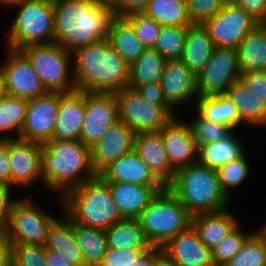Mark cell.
<instances>
[{
  "label": "cell",
  "mask_w": 266,
  "mask_h": 266,
  "mask_svg": "<svg viewBox=\"0 0 266 266\" xmlns=\"http://www.w3.org/2000/svg\"><path fill=\"white\" fill-rule=\"evenodd\" d=\"M54 4L55 43L73 52L108 37L113 7L97 0H61Z\"/></svg>",
  "instance_id": "obj_1"
},
{
  "label": "cell",
  "mask_w": 266,
  "mask_h": 266,
  "mask_svg": "<svg viewBox=\"0 0 266 266\" xmlns=\"http://www.w3.org/2000/svg\"><path fill=\"white\" fill-rule=\"evenodd\" d=\"M76 89L90 93H116L128 86L129 66L108 39L72 52Z\"/></svg>",
  "instance_id": "obj_2"
},
{
  "label": "cell",
  "mask_w": 266,
  "mask_h": 266,
  "mask_svg": "<svg viewBox=\"0 0 266 266\" xmlns=\"http://www.w3.org/2000/svg\"><path fill=\"white\" fill-rule=\"evenodd\" d=\"M41 176L43 185L62 198L72 188L97 176L90 148L81 140H48L41 150Z\"/></svg>",
  "instance_id": "obj_3"
},
{
  "label": "cell",
  "mask_w": 266,
  "mask_h": 266,
  "mask_svg": "<svg viewBox=\"0 0 266 266\" xmlns=\"http://www.w3.org/2000/svg\"><path fill=\"white\" fill-rule=\"evenodd\" d=\"M167 188L192 216L220 212L230 207V198L221 189L217 169L199 162L177 170Z\"/></svg>",
  "instance_id": "obj_4"
},
{
  "label": "cell",
  "mask_w": 266,
  "mask_h": 266,
  "mask_svg": "<svg viewBox=\"0 0 266 266\" xmlns=\"http://www.w3.org/2000/svg\"><path fill=\"white\" fill-rule=\"evenodd\" d=\"M58 203L73 222L87 227L107 229L123 219L109 185L99 175L72 188Z\"/></svg>",
  "instance_id": "obj_5"
},
{
  "label": "cell",
  "mask_w": 266,
  "mask_h": 266,
  "mask_svg": "<svg viewBox=\"0 0 266 266\" xmlns=\"http://www.w3.org/2000/svg\"><path fill=\"white\" fill-rule=\"evenodd\" d=\"M192 215L166 187L157 193L138 218L147 242L160 249L191 226Z\"/></svg>",
  "instance_id": "obj_6"
},
{
  "label": "cell",
  "mask_w": 266,
  "mask_h": 266,
  "mask_svg": "<svg viewBox=\"0 0 266 266\" xmlns=\"http://www.w3.org/2000/svg\"><path fill=\"white\" fill-rule=\"evenodd\" d=\"M18 8L7 32L6 47L21 50L29 45L55 42L54 4L48 0H25Z\"/></svg>",
  "instance_id": "obj_7"
},
{
  "label": "cell",
  "mask_w": 266,
  "mask_h": 266,
  "mask_svg": "<svg viewBox=\"0 0 266 266\" xmlns=\"http://www.w3.org/2000/svg\"><path fill=\"white\" fill-rule=\"evenodd\" d=\"M31 62L49 92L69 93L76 89L72 53L58 43L29 45L20 50Z\"/></svg>",
  "instance_id": "obj_8"
},
{
  "label": "cell",
  "mask_w": 266,
  "mask_h": 266,
  "mask_svg": "<svg viewBox=\"0 0 266 266\" xmlns=\"http://www.w3.org/2000/svg\"><path fill=\"white\" fill-rule=\"evenodd\" d=\"M118 104V119L135 133L161 131L178 113L169 105L147 102L129 87L115 93Z\"/></svg>",
  "instance_id": "obj_9"
},
{
  "label": "cell",
  "mask_w": 266,
  "mask_h": 266,
  "mask_svg": "<svg viewBox=\"0 0 266 266\" xmlns=\"http://www.w3.org/2000/svg\"><path fill=\"white\" fill-rule=\"evenodd\" d=\"M52 215L36 204L32 197H17L10 212L6 231L9 240L11 243L45 245L48 230L57 219Z\"/></svg>",
  "instance_id": "obj_10"
},
{
  "label": "cell",
  "mask_w": 266,
  "mask_h": 266,
  "mask_svg": "<svg viewBox=\"0 0 266 266\" xmlns=\"http://www.w3.org/2000/svg\"><path fill=\"white\" fill-rule=\"evenodd\" d=\"M259 22L243 8L227 0L216 16L203 24L215 47L236 50Z\"/></svg>",
  "instance_id": "obj_11"
},
{
  "label": "cell",
  "mask_w": 266,
  "mask_h": 266,
  "mask_svg": "<svg viewBox=\"0 0 266 266\" xmlns=\"http://www.w3.org/2000/svg\"><path fill=\"white\" fill-rule=\"evenodd\" d=\"M6 48V58L0 66L5 94L27 100L46 95L49 91L29 59L20 50Z\"/></svg>",
  "instance_id": "obj_12"
},
{
  "label": "cell",
  "mask_w": 266,
  "mask_h": 266,
  "mask_svg": "<svg viewBox=\"0 0 266 266\" xmlns=\"http://www.w3.org/2000/svg\"><path fill=\"white\" fill-rule=\"evenodd\" d=\"M240 75L237 50L214 47L211 59L197 76V95L200 97L225 94Z\"/></svg>",
  "instance_id": "obj_13"
},
{
  "label": "cell",
  "mask_w": 266,
  "mask_h": 266,
  "mask_svg": "<svg viewBox=\"0 0 266 266\" xmlns=\"http://www.w3.org/2000/svg\"><path fill=\"white\" fill-rule=\"evenodd\" d=\"M61 92L28 100L27 113L19 139L45 144L53 138Z\"/></svg>",
  "instance_id": "obj_14"
},
{
  "label": "cell",
  "mask_w": 266,
  "mask_h": 266,
  "mask_svg": "<svg viewBox=\"0 0 266 266\" xmlns=\"http://www.w3.org/2000/svg\"><path fill=\"white\" fill-rule=\"evenodd\" d=\"M118 119L115 93L85 92V112L80 140L89 148L103 137Z\"/></svg>",
  "instance_id": "obj_15"
},
{
  "label": "cell",
  "mask_w": 266,
  "mask_h": 266,
  "mask_svg": "<svg viewBox=\"0 0 266 266\" xmlns=\"http://www.w3.org/2000/svg\"><path fill=\"white\" fill-rule=\"evenodd\" d=\"M42 147L38 142L9 139L10 187L28 189L36 181H42Z\"/></svg>",
  "instance_id": "obj_16"
},
{
  "label": "cell",
  "mask_w": 266,
  "mask_h": 266,
  "mask_svg": "<svg viewBox=\"0 0 266 266\" xmlns=\"http://www.w3.org/2000/svg\"><path fill=\"white\" fill-rule=\"evenodd\" d=\"M135 132L121 120H117L92 147L93 170L99 175L107 166L134 149Z\"/></svg>",
  "instance_id": "obj_17"
},
{
  "label": "cell",
  "mask_w": 266,
  "mask_h": 266,
  "mask_svg": "<svg viewBox=\"0 0 266 266\" xmlns=\"http://www.w3.org/2000/svg\"><path fill=\"white\" fill-rule=\"evenodd\" d=\"M197 77L189 71L181 59L165 60L160 87L162 88L165 102L175 111L177 106L197 100Z\"/></svg>",
  "instance_id": "obj_18"
},
{
  "label": "cell",
  "mask_w": 266,
  "mask_h": 266,
  "mask_svg": "<svg viewBox=\"0 0 266 266\" xmlns=\"http://www.w3.org/2000/svg\"><path fill=\"white\" fill-rule=\"evenodd\" d=\"M174 117L160 132L167 151L170 167L177 170L198 162L196 146L188 122Z\"/></svg>",
  "instance_id": "obj_19"
},
{
  "label": "cell",
  "mask_w": 266,
  "mask_h": 266,
  "mask_svg": "<svg viewBox=\"0 0 266 266\" xmlns=\"http://www.w3.org/2000/svg\"><path fill=\"white\" fill-rule=\"evenodd\" d=\"M160 250L177 266H214L211 249L201 242L192 226L171 238Z\"/></svg>",
  "instance_id": "obj_20"
},
{
  "label": "cell",
  "mask_w": 266,
  "mask_h": 266,
  "mask_svg": "<svg viewBox=\"0 0 266 266\" xmlns=\"http://www.w3.org/2000/svg\"><path fill=\"white\" fill-rule=\"evenodd\" d=\"M99 176L105 182L166 186L133 149L107 166Z\"/></svg>",
  "instance_id": "obj_21"
},
{
  "label": "cell",
  "mask_w": 266,
  "mask_h": 266,
  "mask_svg": "<svg viewBox=\"0 0 266 266\" xmlns=\"http://www.w3.org/2000/svg\"><path fill=\"white\" fill-rule=\"evenodd\" d=\"M134 150L166 186L173 180L175 171L170 167L160 131L136 133Z\"/></svg>",
  "instance_id": "obj_22"
},
{
  "label": "cell",
  "mask_w": 266,
  "mask_h": 266,
  "mask_svg": "<svg viewBox=\"0 0 266 266\" xmlns=\"http://www.w3.org/2000/svg\"><path fill=\"white\" fill-rule=\"evenodd\" d=\"M123 218H139L158 192L167 186H144L122 182H106Z\"/></svg>",
  "instance_id": "obj_23"
},
{
  "label": "cell",
  "mask_w": 266,
  "mask_h": 266,
  "mask_svg": "<svg viewBox=\"0 0 266 266\" xmlns=\"http://www.w3.org/2000/svg\"><path fill=\"white\" fill-rule=\"evenodd\" d=\"M85 112V92H61L60 107L52 139L80 140Z\"/></svg>",
  "instance_id": "obj_24"
},
{
  "label": "cell",
  "mask_w": 266,
  "mask_h": 266,
  "mask_svg": "<svg viewBox=\"0 0 266 266\" xmlns=\"http://www.w3.org/2000/svg\"><path fill=\"white\" fill-rule=\"evenodd\" d=\"M234 215L229 208L215 213L196 214L191 218V226L201 242L212 249L240 223Z\"/></svg>",
  "instance_id": "obj_25"
},
{
  "label": "cell",
  "mask_w": 266,
  "mask_h": 266,
  "mask_svg": "<svg viewBox=\"0 0 266 266\" xmlns=\"http://www.w3.org/2000/svg\"><path fill=\"white\" fill-rule=\"evenodd\" d=\"M225 95L236 106L243 125L250 128L266 126V105L240 78L228 87Z\"/></svg>",
  "instance_id": "obj_26"
},
{
  "label": "cell",
  "mask_w": 266,
  "mask_h": 266,
  "mask_svg": "<svg viewBox=\"0 0 266 266\" xmlns=\"http://www.w3.org/2000/svg\"><path fill=\"white\" fill-rule=\"evenodd\" d=\"M214 44L203 25L187 27L181 60L196 77L211 59Z\"/></svg>",
  "instance_id": "obj_27"
},
{
  "label": "cell",
  "mask_w": 266,
  "mask_h": 266,
  "mask_svg": "<svg viewBox=\"0 0 266 266\" xmlns=\"http://www.w3.org/2000/svg\"><path fill=\"white\" fill-rule=\"evenodd\" d=\"M50 226L45 248L61 254L74 266H83L80 249L74 236V222L63 212Z\"/></svg>",
  "instance_id": "obj_28"
},
{
  "label": "cell",
  "mask_w": 266,
  "mask_h": 266,
  "mask_svg": "<svg viewBox=\"0 0 266 266\" xmlns=\"http://www.w3.org/2000/svg\"><path fill=\"white\" fill-rule=\"evenodd\" d=\"M236 50L241 73L261 71L266 66V29L257 24Z\"/></svg>",
  "instance_id": "obj_29"
},
{
  "label": "cell",
  "mask_w": 266,
  "mask_h": 266,
  "mask_svg": "<svg viewBox=\"0 0 266 266\" xmlns=\"http://www.w3.org/2000/svg\"><path fill=\"white\" fill-rule=\"evenodd\" d=\"M242 139L232 131L227 137L198 148V162L212 169L237 159L245 152Z\"/></svg>",
  "instance_id": "obj_30"
},
{
  "label": "cell",
  "mask_w": 266,
  "mask_h": 266,
  "mask_svg": "<svg viewBox=\"0 0 266 266\" xmlns=\"http://www.w3.org/2000/svg\"><path fill=\"white\" fill-rule=\"evenodd\" d=\"M107 39L129 67L146 50L136 37L132 26L124 18L115 17L111 21Z\"/></svg>",
  "instance_id": "obj_31"
},
{
  "label": "cell",
  "mask_w": 266,
  "mask_h": 266,
  "mask_svg": "<svg viewBox=\"0 0 266 266\" xmlns=\"http://www.w3.org/2000/svg\"><path fill=\"white\" fill-rule=\"evenodd\" d=\"M194 104L196 113L208 121L223 123L233 129L243 125L236 106L225 94L200 96Z\"/></svg>",
  "instance_id": "obj_32"
},
{
  "label": "cell",
  "mask_w": 266,
  "mask_h": 266,
  "mask_svg": "<svg viewBox=\"0 0 266 266\" xmlns=\"http://www.w3.org/2000/svg\"><path fill=\"white\" fill-rule=\"evenodd\" d=\"M74 236L82 255L83 266H99L108 249L105 229L74 222Z\"/></svg>",
  "instance_id": "obj_33"
},
{
  "label": "cell",
  "mask_w": 266,
  "mask_h": 266,
  "mask_svg": "<svg viewBox=\"0 0 266 266\" xmlns=\"http://www.w3.org/2000/svg\"><path fill=\"white\" fill-rule=\"evenodd\" d=\"M165 59L155 50L146 49L129 67L128 86L136 90L140 86L159 83Z\"/></svg>",
  "instance_id": "obj_34"
},
{
  "label": "cell",
  "mask_w": 266,
  "mask_h": 266,
  "mask_svg": "<svg viewBox=\"0 0 266 266\" xmlns=\"http://www.w3.org/2000/svg\"><path fill=\"white\" fill-rule=\"evenodd\" d=\"M108 248L151 247L137 218H123L105 229Z\"/></svg>",
  "instance_id": "obj_35"
},
{
  "label": "cell",
  "mask_w": 266,
  "mask_h": 266,
  "mask_svg": "<svg viewBox=\"0 0 266 266\" xmlns=\"http://www.w3.org/2000/svg\"><path fill=\"white\" fill-rule=\"evenodd\" d=\"M143 13L161 26L189 27L192 25L186 0H149Z\"/></svg>",
  "instance_id": "obj_36"
},
{
  "label": "cell",
  "mask_w": 266,
  "mask_h": 266,
  "mask_svg": "<svg viewBox=\"0 0 266 266\" xmlns=\"http://www.w3.org/2000/svg\"><path fill=\"white\" fill-rule=\"evenodd\" d=\"M27 106V99L8 94H5L0 100V140L19 138L25 121ZM14 131L16 132L15 136L13 135Z\"/></svg>",
  "instance_id": "obj_37"
},
{
  "label": "cell",
  "mask_w": 266,
  "mask_h": 266,
  "mask_svg": "<svg viewBox=\"0 0 266 266\" xmlns=\"http://www.w3.org/2000/svg\"><path fill=\"white\" fill-rule=\"evenodd\" d=\"M225 266H266V240L253 231Z\"/></svg>",
  "instance_id": "obj_38"
},
{
  "label": "cell",
  "mask_w": 266,
  "mask_h": 266,
  "mask_svg": "<svg viewBox=\"0 0 266 266\" xmlns=\"http://www.w3.org/2000/svg\"><path fill=\"white\" fill-rule=\"evenodd\" d=\"M246 151L237 159L224 164L217 169L221 189L231 198L233 189L239 187L249 176V163Z\"/></svg>",
  "instance_id": "obj_39"
},
{
  "label": "cell",
  "mask_w": 266,
  "mask_h": 266,
  "mask_svg": "<svg viewBox=\"0 0 266 266\" xmlns=\"http://www.w3.org/2000/svg\"><path fill=\"white\" fill-rule=\"evenodd\" d=\"M187 27L162 26L155 50L165 59H180L184 49Z\"/></svg>",
  "instance_id": "obj_40"
},
{
  "label": "cell",
  "mask_w": 266,
  "mask_h": 266,
  "mask_svg": "<svg viewBox=\"0 0 266 266\" xmlns=\"http://www.w3.org/2000/svg\"><path fill=\"white\" fill-rule=\"evenodd\" d=\"M188 125L198 148L227 137L232 131L235 132L229 125L208 121L198 113L189 121Z\"/></svg>",
  "instance_id": "obj_41"
},
{
  "label": "cell",
  "mask_w": 266,
  "mask_h": 266,
  "mask_svg": "<svg viewBox=\"0 0 266 266\" xmlns=\"http://www.w3.org/2000/svg\"><path fill=\"white\" fill-rule=\"evenodd\" d=\"M240 225L243 224L239 223L211 249L212 261L215 266H225L238 253L246 238L252 233L242 230L243 228Z\"/></svg>",
  "instance_id": "obj_42"
},
{
  "label": "cell",
  "mask_w": 266,
  "mask_h": 266,
  "mask_svg": "<svg viewBox=\"0 0 266 266\" xmlns=\"http://www.w3.org/2000/svg\"><path fill=\"white\" fill-rule=\"evenodd\" d=\"M124 19L132 26L136 37L146 49H154L161 30V25L145 13H133Z\"/></svg>",
  "instance_id": "obj_43"
},
{
  "label": "cell",
  "mask_w": 266,
  "mask_h": 266,
  "mask_svg": "<svg viewBox=\"0 0 266 266\" xmlns=\"http://www.w3.org/2000/svg\"><path fill=\"white\" fill-rule=\"evenodd\" d=\"M12 244V266H47L46 248L41 244Z\"/></svg>",
  "instance_id": "obj_44"
},
{
  "label": "cell",
  "mask_w": 266,
  "mask_h": 266,
  "mask_svg": "<svg viewBox=\"0 0 266 266\" xmlns=\"http://www.w3.org/2000/svg\"><path fill=\"white\" fill-rule=\"evenodd\" d=\"M152 250V247H131L123 250L108 248L99 266H122L124 263L131 266L144 259Z\"/></svg>",
  "instance_id": "obj_45"
},
{
  "label": "cell",
  "mask_w": 266,
  "mask_h": 266,
  "mask_svg": "<svg viewBox=\"0 0 266 266\" xmlns=\"http://www.w3.org/2000/svg\"><path fill=\"white\" fill-rule=\"evenodd\" d=\"M227 0H186L192 25H203L214 18Z\"/></svg>",
  "instance_id": "obj_46"
},
{
  "label": "cell",
  "mask_w": 266,
  "mask_h": 266,
  "mask_svg": "<svg viewBox=\"0 0 266 266\" xmlns=\"http://www.w3.org/2000/svg\"><path fill=\"white\" fill-rule=\"evenodd\" d=\"M240 79L266 105V77L262 71L241 73Z\"/></svg>",
  "instance_id": "obj_47"
},
{
  "label": "cell",
  "mask_w": 266,
  "mask_h": 266,
  "mask_svg": "<svg viewBox=\"0 0 266 266\" xmlns=\"http://www.w3.org/2000/svg\"><path fill=\"white\" fill-rule=\"evenodd\" d=\"M11 190L12 188L9 186L0 185V233L7 231L10 212L14 201L17 199L10 195Z\"/></svg>",
  "instance_id": "obj_48"
},
{
  "label": "cell",
  "mask_w": 266,
  "mask_h": 266,
  "mask_svg": "<svg viewBox=\"0 0 266 266\" xmlns=\"http://www.w3.org/2000/svg\"><path fill=\"white\" fill-rule=\"evenodd\" d=\"M149 0H119L113 7L114 15L124 18L133 13H142L146 10Z\"/></svg>",
  "instance_id": "obj_49"
},
{
  "label": "cell",
  "mask_w": 266,
  "mask_h": 266,
  "mask_svg": "<svg viewBox=\"0 0 266 266\" xmlns=\"http://www.w3.org/2000/svg\"><path fill=\"white\" fill-rule=\"evenodd\" d=\"M260 22L266 15V0H230Z\"/></svg>",
  "instance_id": "obj_50"
},
{
  "label": "cell",
  "mask_w": 266,
  "mask_h": 266,
  "mask_svg": "<svg viewBox=\"0 0 266 266\" xmlns=\"http://www.w3.org/2000/svg\"><path fill=\"white\" fill-rule=\"evenodd\" d=\"M0 185L10 187L9 139L0 140Z\"/></svg>",
  "instance_id": "obj_51"
},
{
  "label": "cell",
  "mask_w": 266,
  "mask_h": 266,
  "mask_svg": "<svg viewBox=\"0 0 266 266\" xmlns=\"http://www.w3.org/2000/svg\"><path fill=\"white\" fill-rule=\"evenodd\" d=\"M136 90L147 102L158 105H168L164 100L162 88L159 83L140 86Z\"/></svg>",
  "instance_id": "obj_52"
},
{
  "label": "cell",
  "mask_w": 266,
  "mask_h": 266,
  "mask_svg": "<svg viewBox=\"0 0 266 266\" xmlns=\"http://www.w3.org/2000/svg\"><path fill=\"white\" fill-rule=\"evenodd\" d=\"M0 266H12V244L7 233H0Z\"/></svg>",
  "instance_id": "obj_53"
},
{
  "label": "cell",
  "mask_w": 266,
  "mask_h": 266,
  "mask_svg": "<svg viewBox=\"0 0 266 266\" xmlns=\"http://www.w3.org/2000/svg\"><path fill=\"white\" fill-rule=\"evenodd\" d=\"M47 266H74L68 259L51 249H46Z\"/></svg>",
  "instance_id": "obj_54"
},
{
  "label": "cell",
  "mask_w": 266,
  "mask_h": 266,
  "mask_svg": "<svg viewBox=\"0 0 266 266\" xmlns=\"http://www.w3.org/2000/svg\"><path fill=\"white\" fill-rule=\"evenodd\" d=\"M151 266H177V265L160 249H153Z\"/></svg>",
  "instance_id": "obj_55"
},
{
  "label": "cell",
  "mask_w": 266,
  "mask_h": 266,
  "mask_svg": "<svg viewBox=\"0 0 266 266\" xmlns=\"http://www.w3.org/2000/svg\"><path fill=\"white\" fill-rule=\"evenodd\" d=\"M152 264V251L142 260L133 263L131 266H151ZM122 266H128L124 263Z\"/></svg>",
  "instance_id": "obj_56"
},
{
  "label": "cell",
  "mask_w": 266,
  "mask_h": 266,
  "mask_svg": "<svg viewBox=\"0 0 266 266\" xmlns=\"http://www.w3.org/2000/svg\"><path fill=\"white\" fill-rule=\"evenodd\" d=\"M23 1L25 0H0V5L10 8L15 4L21 3Z\"/></svg>",
  "instance_id": "obj_57"
},
{
  "label": "cell",
  "mask_w": 266,
  "mask_h": 266,
  "mask_svg": "<svg viewBox=\"0 0 266 266\" xmlns=\"http://www.w3.org/2000/svg\"><path fill=\"white\" fill-rule=\"evenodd\" d=\"M5 90H4V83H3V73L0 67V100L4 97Z\"/></svg>",
  "instance_id": "obj_58"
},
{
  "label": "cell",
  "mask_w": 266,
  "mask_h": 266,
  "mask_svg": "<svg viewBox=\"0 0 266 266\" xmlns=\"http://www.w3.org/2000/svg\"><path fill=\"white\" fill-rule=\"evenodd\" d=\"M100 4L114 7L119 0H97Z\"/></svg>",
  "instance_id": "obj_59"
},
{
  "label": "cell",
  "mask_w": 266,
  "mask_h": 266,
  "mask_svg": "<svg viewBox=\"0 0 266 266\" xmlns=\"http://www.w3.org/2000/svg\"><path fill=\"white\" fill-rule=\"evenodd\" d=\"M260 228H259V230L257 229L256 231L266 240V222Z\"/></svg>",
  "instance_id": "obj_60"
},
{
  "label": "cell",
  "mask_w": 266,
  "mask_h": 266,
  "mask_svg": "<svg viewBox=\"0 0 266 266\" xmlns=\"http://www.w3.org/2000/svg\"><path fill=\"white\" fill-rule=\"evenodd\" d=\"M259 23L266 29V15Z\"/></svg>",
  "instance_id": "obj_61"
},
{
  "label": "cell",
  "mask_w": 266,
  "mask_h": 266,
  "mask_svg": "<svg viewBox=\"0 0 266 266\" xmlns=\"http://www.w3.org/2000/svg\"><path fill=\"white\" fill-rule=\"evenodd\" d=\"M266 77V66L261 70Z\"/></svg>",
  "instance_id": "obj_62"
},
{
  "label": "cell",
  "mask_w": 266,
  "mask_h": 266,
  "mask_svg": "<svg viewBox=\"0 0 266 266\" xmlns=\"http://www.w3.org/2000/svg\"><path fill=\"white\" fill-rule=\"evenodd\" d=\"M49 2H52V3H55V2H58V1H61V0H48Z\"/></svg>",
  "instance_id": "obj_63"
}]
</instances>
